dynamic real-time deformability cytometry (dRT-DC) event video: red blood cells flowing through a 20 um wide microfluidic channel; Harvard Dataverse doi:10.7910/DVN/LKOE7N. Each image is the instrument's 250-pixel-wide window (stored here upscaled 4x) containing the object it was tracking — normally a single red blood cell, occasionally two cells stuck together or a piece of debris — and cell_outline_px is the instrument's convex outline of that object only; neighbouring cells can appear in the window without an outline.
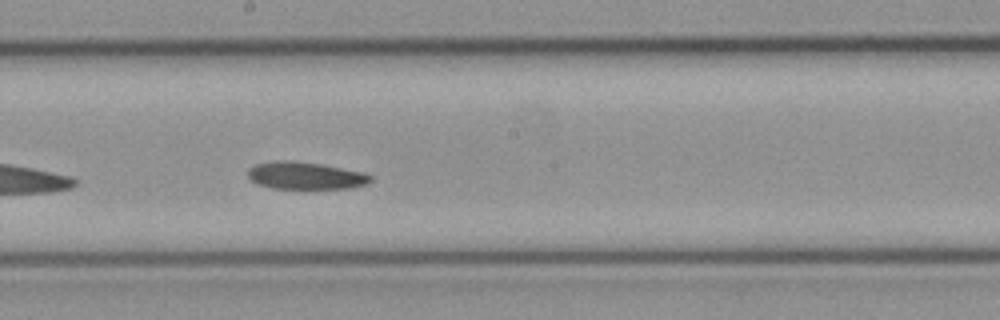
{"species": "common noctule bat (a hibernating species)", "species_latin": "Nyctalus noctula", "temperature_condition": "cold", "stored_images_in_passage": 14, "camera_frame_rate_fps": 3000, "um_per_image_px": 0.085, "animal": {"sex": "female", "body_mass_g": 21.9}, "frame": {"image": 1, "passage_image": 14, "time_ms": 4.333, "image_size_px": [1000, 320], "cell_outline_px": [[372, 180], [368, 184], [348, 188], [272, 188], [256, 184], [248, 176], [248, 168], [256, 164], [272, 160], [292, 160], [320, 164], [364, 172], [372, 176]], "centroid_in_image_um": [25.94, 14.92], "position_along_channel_um": 222.3, "area_um2": 19.59}}